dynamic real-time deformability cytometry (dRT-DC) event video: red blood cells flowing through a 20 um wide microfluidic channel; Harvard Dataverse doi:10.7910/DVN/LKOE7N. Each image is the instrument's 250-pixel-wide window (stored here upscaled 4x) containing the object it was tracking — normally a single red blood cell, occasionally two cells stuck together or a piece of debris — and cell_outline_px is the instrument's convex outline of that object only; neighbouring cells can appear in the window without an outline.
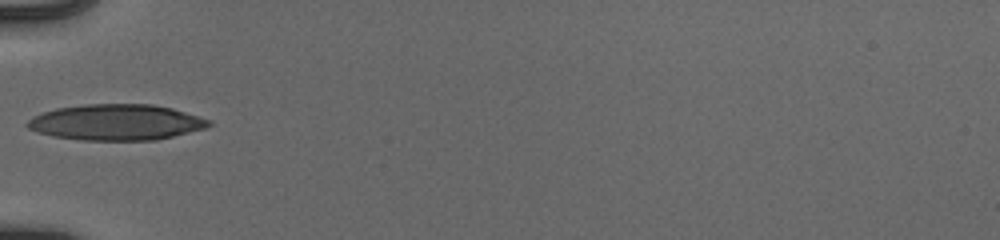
{"species": "human", "species_latin": "Homo sapiens", "temperature_condition": "cold", "stored_images_in_passage": 33, "camera_frame_rate_fps": 3000, "um_per_image_px": 0.085, "donor": {"sex": "male"}, "frame": {"image": 1, "passage_image": 1, "time_ms": 0.0, "image_size_px": [1000, 240], "cell_outline_px": [[212, 124], [204, 128], [156, 140], [80, 140], [52, 136], [28, 128], [24, 124], [32, 116], [40, 112], [56, 108], [84, 104], [152, 104], [172, 108], [212, 120]], "centroid_in_image_um": [9.84, 10.38], "position_along_channel_um": 75.2, "area_um2": 38.03}}
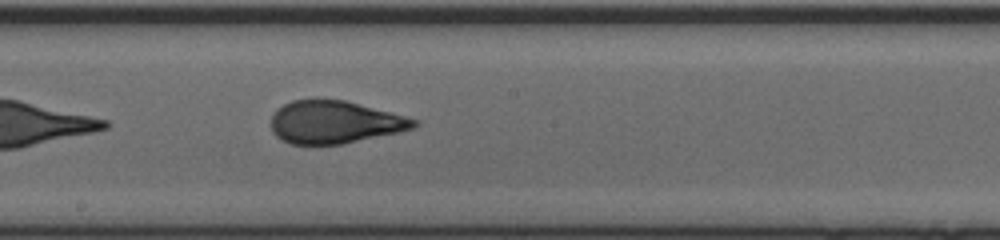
{"frame": {"image": 2, "passage_image": 12, "time_ms": 3.667, "image_size_px": [1000, 240], "cell_outline_px": [[420, 124], [412, 128], [396, 132], [340, 144], [292, 144], [280, 140], [272, 132], [272, 112], [276, 108], [292, 100], [316, 96], [344, 100], [420, 120]], "centroid_in_image_um": [28.37, 10.34], "position_along_channel_um": 219.8, "area_um2": 35.84}}
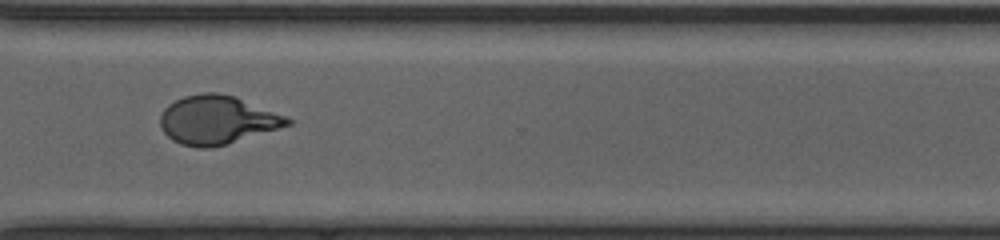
{"frame": {"image": 3, "passage_image": 22, "time_ms": 7.0, "image_size_px": [1000, 240], "cell_outline_px": [[292, 124], [212, 148], [200, 148], [180, 144], [172, 140], [160, 128], [160, 116], [164, 108], [168, 104], [184, 96], [204, 92], [216, 92], [236, 96], [284, 116], [292, 120]], "centroid_in_image_um": [18.41, 10.19], "position_along_channel_um": 352.2, "area_um2": 35.78}, "authors_computed_cell_mechanics": {"area_um2": 35.547, "velocity_mm_per_s": 3.9644, "shape_relaxation_time_tau1_ms": 6.0003, "shape_relaxation_time_tau2_ms": 0.7412, "deformation_change_tau1": 0.2487, "deformation_change_tau2": 0.0684}}